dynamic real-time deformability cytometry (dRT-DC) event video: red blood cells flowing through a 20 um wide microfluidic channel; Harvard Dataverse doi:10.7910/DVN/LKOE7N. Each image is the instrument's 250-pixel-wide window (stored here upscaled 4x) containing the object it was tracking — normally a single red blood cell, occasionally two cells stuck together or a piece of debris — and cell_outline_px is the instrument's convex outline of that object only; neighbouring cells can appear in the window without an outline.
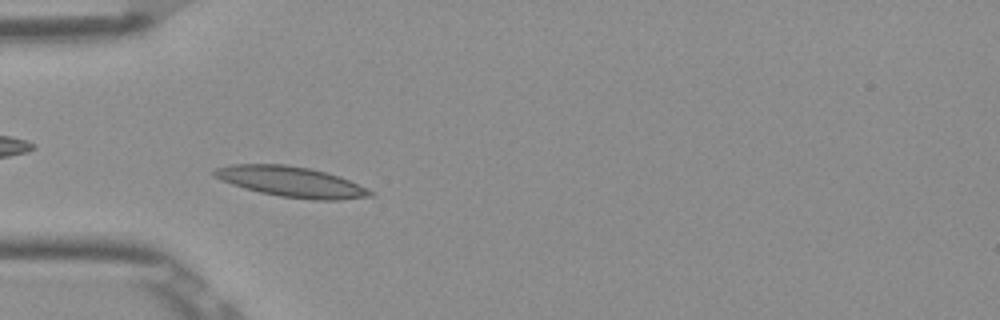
{"species": "Egyptian fruit bat (a non-hibernating species)", "species_latin": "Rousettus aegyptiacus", "temperature_condition": "room temperature", "stored_images_in_passage": 48, "camera_frame_rate_fps": 3000, "um_per_image_px": 0.085, "frame": {"image": 1, "passage_image": 11, "time_ms": 3.333, "image_size_px": [1000, 320], "cell_outline_px": [[372, 196], [336, 200], [312, 200], [280, 196], [260, 192], [244, 188], [220, 180], [212, 172], [216, 168], [232, 164], [284, 164], [308, 168], [324, 172], [348, 180], [372, 192]], "centroid_in_image_um": [24.69, 15.45], "position_along_channel_um": 60.3, "area_um2": 27.11}}
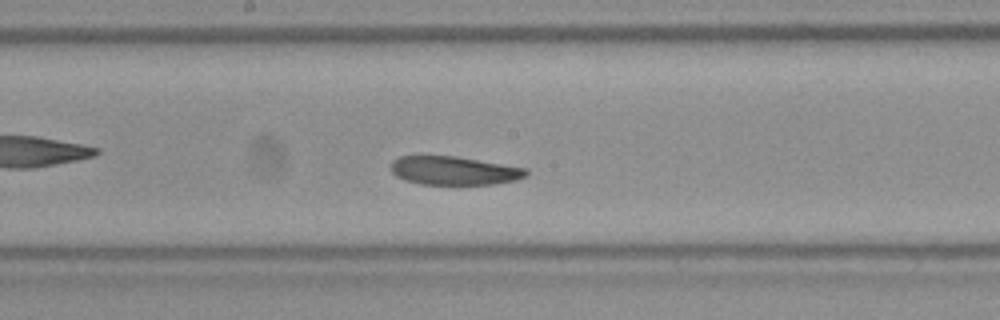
{"frame": {"image": 2, "passage_image": 23, "time_ms": 7.333, "image_size_px": [1000, 320], "cell_outline_px": [[528, 176], [516, 180], [492, 184], [420, 184], [404, 180], [396, 176], [392, 172], [392, 160], [400, 156], [456, 156], [528, 168]], "centroid_in_image_um": [38.62, 14.5], "position_along_channel_um": 209.6, "area_um2": 22.54}}
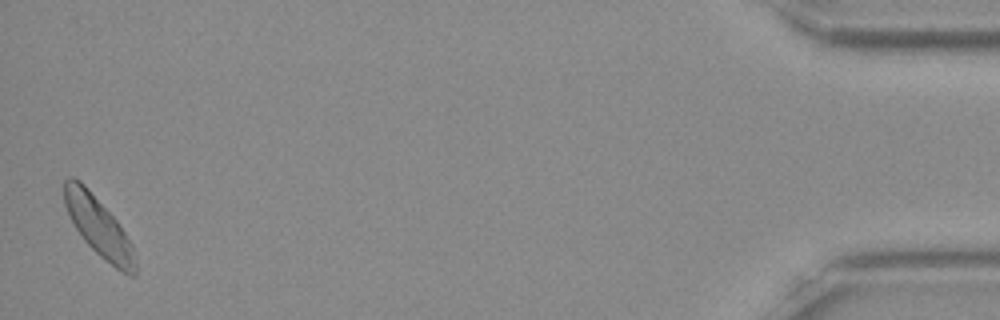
{"frame": {"image": 3, "passage_image": 47, "time_ms": 15.333, "image_size_px": [1000, 320], "cell_outline_px": [[136, 276], [128, 276], [120, 272], [104, 260], [84, 240], [68, 216], [64, 204], [64, 180], [68, 176], [72, 176], [80, 180], [84, 184], [116, 220], [132, 244], [136, 264]], "centroid_in_image_um": [8.38, 19.29], "position_along_channel_um": 426.8, "area_um2": 24.45}, "authors_computed_cell_mechanics": {"area_um2": 24.2182, "velocity_mm_per_s": 3.8206, "shape_relaxation_time_tau1_ms": 4.2656, "shape_relaxation_time_tau2_ms": null, "deformation_change_tau1": 0.0907, "deformation_change_tau2": null}}